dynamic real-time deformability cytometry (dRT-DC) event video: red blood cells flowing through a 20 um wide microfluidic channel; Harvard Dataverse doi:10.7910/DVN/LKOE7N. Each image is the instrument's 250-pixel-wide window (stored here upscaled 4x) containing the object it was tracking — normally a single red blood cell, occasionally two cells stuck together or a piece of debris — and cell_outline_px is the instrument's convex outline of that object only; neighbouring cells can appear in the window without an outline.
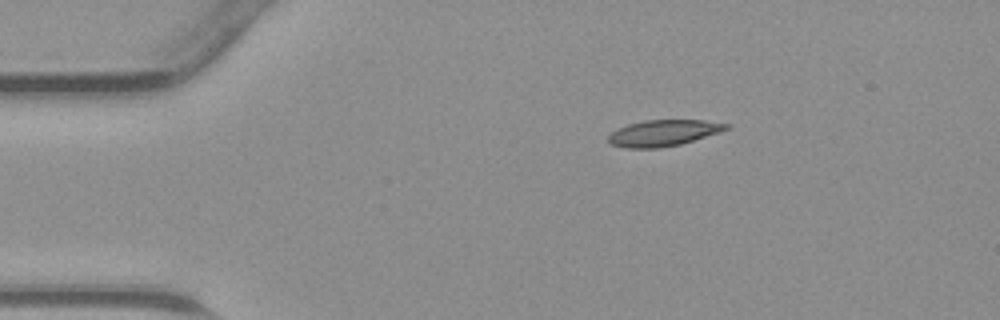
{"species": "common noctule bat (a hibernating species)", "species_latin": "Nyctalus noctula", "temperature_condition": "warm", "stored_images_in_passage": 38, "camera_frame_rate_fps": 3000, "um_per_image_px": 0.085, "animal": {"sex": "male", "body_mass_g": 23.1, "forearm_length_mm": 52.7}, "frame": {"image": 1, "passage_image": 1, "time_ms": 0.0, "image_size_px": [1000, 320], "cell_outline_px": [[732, 128], [720, 132], [680, 144], [660, 148], [624, 148], [612, 144], [608, 140], [608, 136], [612, 132], [628, 124], [644, 120], [704, 120], [732, 124]], "centroid_in_image_um": [56.44, 11.3], "position_along_channel_um": 28.6, "area_um2": 18.03}}
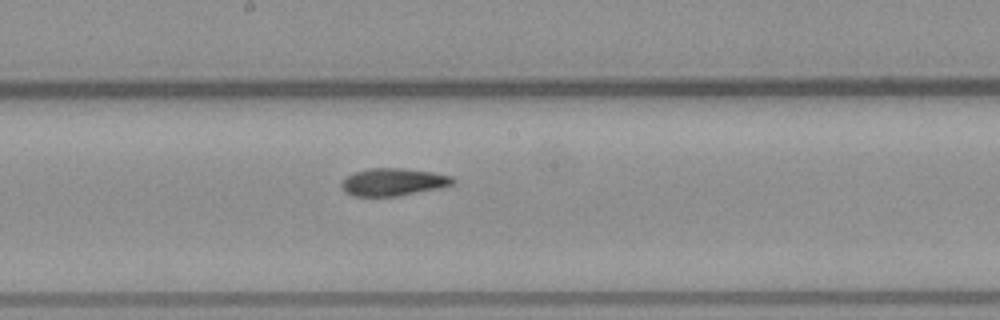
{"frame": {"image": 2, "passage_image": 17, "time_ms": 5.333, "image_size_px": [1000, 320], "cell_outline_px": [[456, 180], [452, 184], [440, 188], [396, 196], [352, 196], [344, 192], [340, 188], [340, 184], [352, 172], [368, 168], [400, 168], [432, 172], [452, 176]], "centroid_in_image_um": [33.38, 15.47], "position_along_channel_um": 214.8, "area_um2": 17.92}}
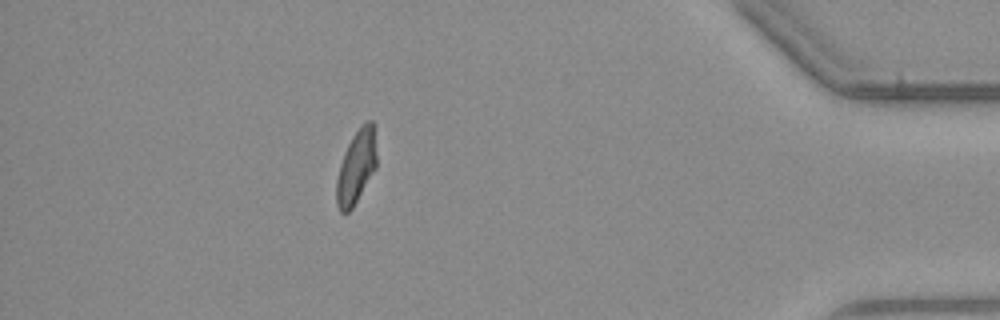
{"frame": {"image": 3, "passage_image": 33, "time_ms": 10.667, "image_size_px": [1000, 320], "cell_outline_px": [[376, 168], [352, 208], [348, 212], [340, 212], [336, 204], [336, 180], [340, 164], [344, 152], [352, 136], [360, 124], [364, 120], [372, 120], [376, 152]], "centroid_in_image_um": [30.27, 14.16], "position_along_channel_um": 404.9, "area_um2": 17.17}}